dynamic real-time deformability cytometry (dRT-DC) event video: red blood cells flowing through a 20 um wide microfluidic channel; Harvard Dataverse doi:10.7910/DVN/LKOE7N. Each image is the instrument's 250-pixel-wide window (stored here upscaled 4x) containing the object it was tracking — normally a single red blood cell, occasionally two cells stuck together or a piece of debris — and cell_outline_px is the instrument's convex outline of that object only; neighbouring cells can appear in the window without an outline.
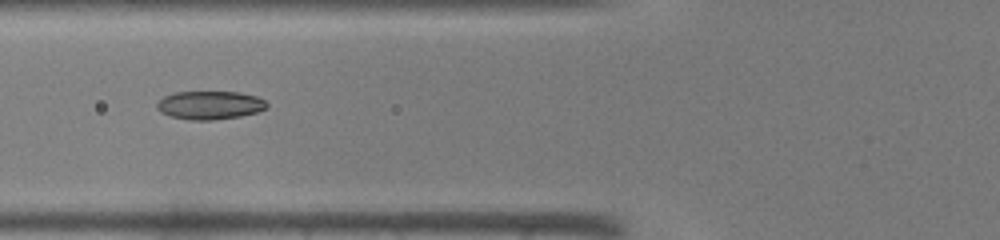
{"species": "common noctule bat (a hibernating species)", "species_latin": "Nyctalus noctula", "temperature_condition": "warm", "stored_images_in_passage": 38, "camera_frame_rate_fps": 3000, "um_per_image_px": 0.085, "animal": {"sex": "male", "body_mass_g": 19.0, "forearm_length_mm": 50.8}, "frame": {"image": 1, "passage_image": 11, "time_ms": 3.333, "image_size_px": [1000, 240], "cell_outline_px": [[268, 108], [256, 112], [240, 116], [212, 120], [192, 120], [172, 116], [160, 112], [156, 108], [156, 104], [164, 96], [176, 92], [240, 92], [256, 96], [264, 100], [268, 104]], "centroid_in_image_um": [17.85, 8.93], "position_along_channel_um": 108.0, "area_um2": 18.09}}
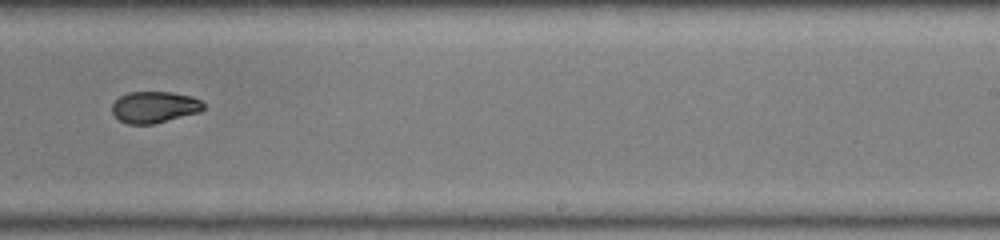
{"frame": {"image": 2, "passage_image": 22, "time_ms": 7.0, "image_size_px": [1000, 240], "cell_outline_px": [[204, 108], [200, 112], [152, 124], [128, 124], [120, 120], [112, 112], [112, 104], [120, 96], [128, 92], [172, 92], [192, 96], [200, 100], [204, 104]], "centroid_in_image_um": [13.13, 9.09], "position_along_channel_um": 275.9, "area_um2": 16.7}}
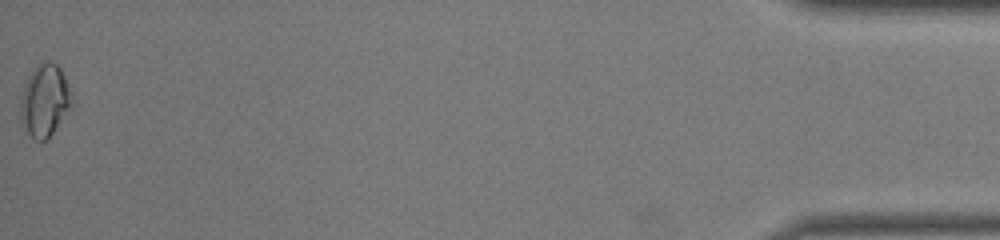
{"frame": {"image": 3, "passage_image": 38, "time_ms": 12.333, "image_size_px": [1000, 240], "cell_outline_px": [[72, 104], [52, 132], [44, 140], [36, 140], [28, 132], [20, 116], [20, 100], [24, 84], [32, 68], [40, 60], [52, 60], [60, 68], [64, 76], [68, 88]], "centroid_in_image_um": [3.76, 8.45], "position_along_channel_um": 431.4, "area_um2": 21.15}}